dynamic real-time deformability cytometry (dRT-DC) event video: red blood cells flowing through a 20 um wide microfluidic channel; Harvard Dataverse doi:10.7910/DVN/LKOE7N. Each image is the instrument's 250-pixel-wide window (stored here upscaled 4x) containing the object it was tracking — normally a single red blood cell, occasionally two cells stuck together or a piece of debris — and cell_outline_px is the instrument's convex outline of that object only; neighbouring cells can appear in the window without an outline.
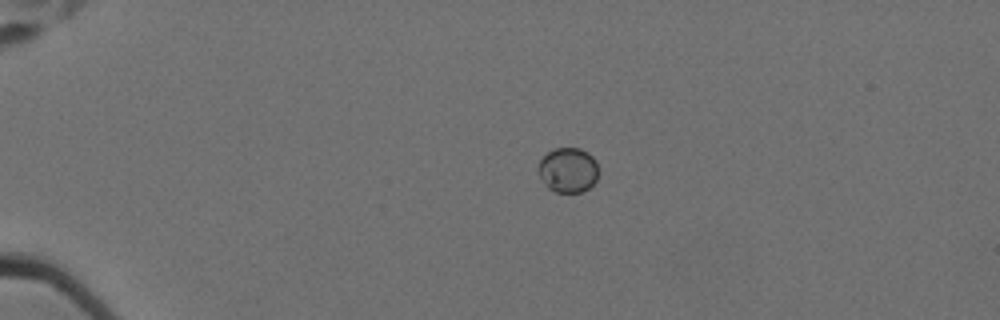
{"species": "Egyptian fruit bat (a non-hibernating species)", "species_latin": "Rousettus aegyptiacus", "temperature_condition": "cold", "stored_images_in_passage": 4, "camera_frame_rate_fps": 3000, "um_per_image_px": 0.085, "animal": {"sex": "female"}, "frame": {"image": 1, "passage_image": 1, "time_ms": 0.0, "image_size_px": [1000, 320], "cell_outline_px": [[596, 180], [588, 188], [580, 192], [556, 192], [548, 188], [544, 184], [536, 168], [540, 160], [552, 148], [580, 148], [588, 152], [596, 160]], "centroid_in_image_um": [48.25, 14.44], "position_along_channel_um": 36.8, "area_um2": 15.72}}